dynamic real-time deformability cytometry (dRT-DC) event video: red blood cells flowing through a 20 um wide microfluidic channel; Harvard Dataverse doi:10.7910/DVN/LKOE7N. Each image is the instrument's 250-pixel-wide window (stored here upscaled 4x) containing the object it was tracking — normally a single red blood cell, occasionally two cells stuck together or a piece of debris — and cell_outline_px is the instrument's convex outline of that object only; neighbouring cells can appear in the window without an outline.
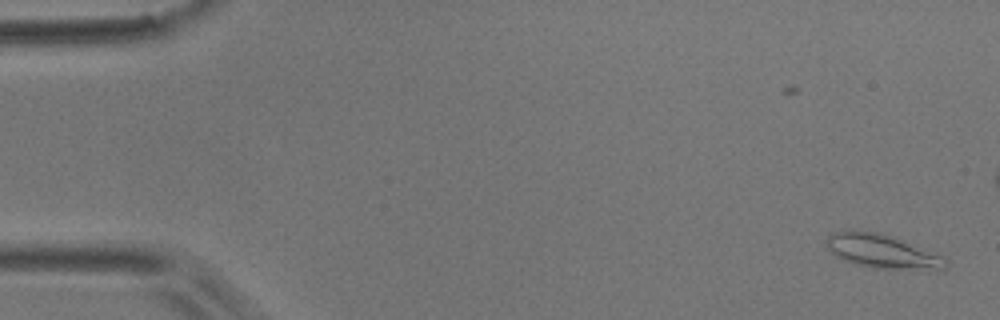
{"species": "common noctule bat (a hibernating species)", "species_latin": "Nyctalus noctula", "temperature_condition": "room temperature", "stored_images_in_passage": 18, "camera_frame_rate_fps": 3000, "um_per_image_px": 0.085, "animal": {"sex": "male", "body_mass_g": 17.9}, "frame": {"image": 1, "passage_image": 1, "time_ms": 0.0, "image_size_px": [1000, 320], "cell_outline_px": [[948, 264], [944, 268], [872, 268], [856, 264], [844, 260], [836, 256], [824, 244], [824, 240], [828, 236], [844, 228], [852, 228], [880, 232], [892, 236], [940, 256], [948, 260]], "centroid_in_image_um": [74.83, 21.3], "position_along_channel_um": 10.2, "area_um2": 23.24}}